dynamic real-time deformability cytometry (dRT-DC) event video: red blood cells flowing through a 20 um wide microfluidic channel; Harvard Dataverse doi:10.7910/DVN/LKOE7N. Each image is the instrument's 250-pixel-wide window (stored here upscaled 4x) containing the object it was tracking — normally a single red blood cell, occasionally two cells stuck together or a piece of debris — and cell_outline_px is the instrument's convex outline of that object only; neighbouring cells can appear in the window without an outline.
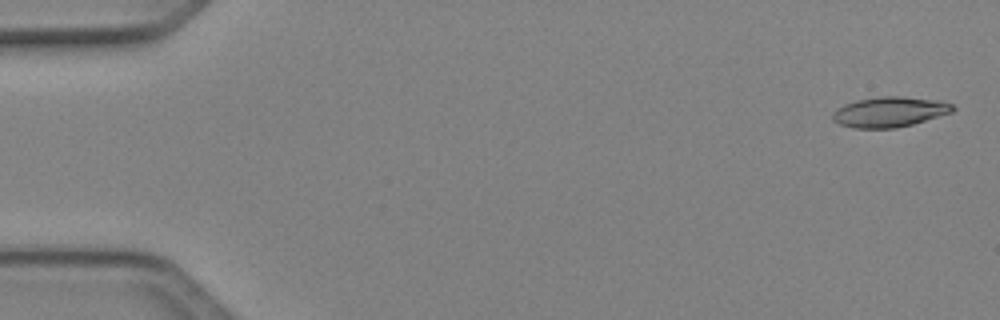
{"species": "Egyptian fruit bat (a non-hibernating species)", "species_latin": "Rousettus aegyptiacus", "temperature_condition": "cold", "stored_images_in_passage": 50, "camera_frame_rate_fps": 3000, "um_per_image_px": 0.085, "animal": {"sex": "female"}, "frame": {"image": 1, "passage_image": 2, "time_ms": 0.333, "image_size_px": [1000, 320], "cell_outline_px": [[956, 108], [952, 112], [912, 124], [896, 128], [856, 128], [840, 124], [832, 120], [832, 112], [836, 108], [844, 104], [856, 100], [880, 96], [900, 96], [940, 100], [952, 104]], "centroid_in_image_um": [75.6, 9.5], "position_along_channel_um": 9.4, "area_um2": 21.21}}
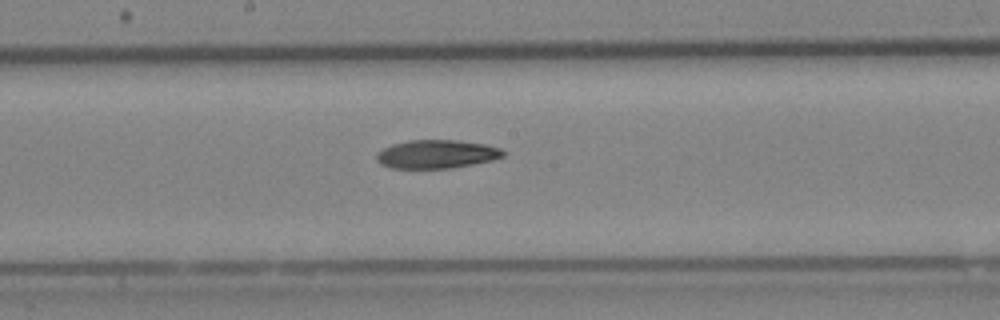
{"frame": {"image": 2, "passage_image": 27, "time_ms": 8.667, "image_size_px": [1000, 320], "cell_outline_px": [[504, 156], [492, 160], [452, 168], [392, 168], [380, 164], [376, 160], [376, 152], [392, 144], [408, 140], [460, 140], [484, 144], [500, 148], [504, 152]], "centroid_in_image_um": [37.08, 13.1], "position_along_channel_um": 211.1, "area_um2": 21.04}}
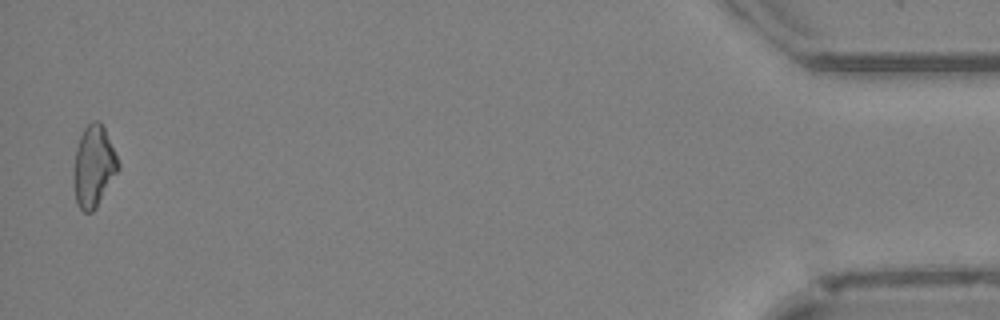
{"frame": {"image": 3, "passage_image": 49, "time_ms": 16.0, "image_size_px": [1000, 320], "cell_outline_px": [[120, 168], [96, 208], [92, 212], [84, 212], [76, 204], [72, 184], [72, 172], [76, 148], [80, 136], [84, 128], [92, 120], [100, 120], [104, 128], [120, 164]], "centroid_in_image_um": [7.93, 14.16], "position_along_channel_um": 427.3, "area_um2": 21.44}}